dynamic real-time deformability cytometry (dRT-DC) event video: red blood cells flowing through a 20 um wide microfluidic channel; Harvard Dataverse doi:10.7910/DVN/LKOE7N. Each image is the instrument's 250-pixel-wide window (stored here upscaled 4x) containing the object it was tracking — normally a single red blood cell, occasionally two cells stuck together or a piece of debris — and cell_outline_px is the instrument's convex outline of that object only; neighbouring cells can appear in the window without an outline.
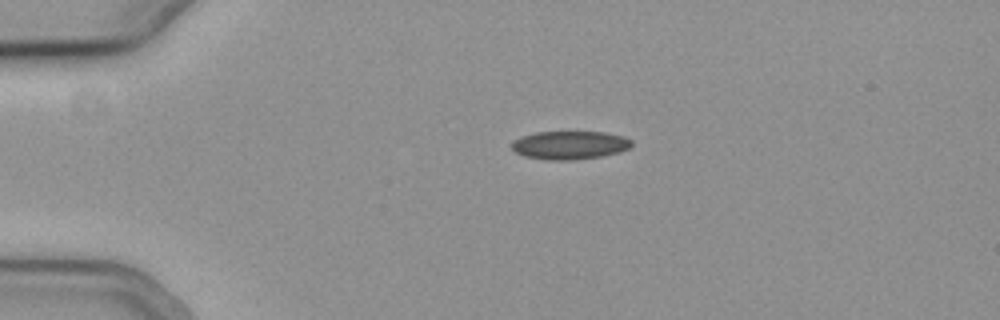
{"species": "common noctule bat (a hibernating species)", "species_latin": "Nyctalus noctula", "temperature_condition": "cold", "stored_images_in_passage": 8, "camera_frame_rate_fps": 3000, "um_per_image_px": 0.085, "animal": {"sex": "female", "body_mass_g": 19.3, "forearm_length_mm": 54.1}, "frame": {"image": 1, "passage_image": 1, "time_ms": 0.0, "image_size_px": [1000, 320], "cell_outline_px": [[632, 144], [628, 148], [620, 152], [600, 156], [572, 160], [548, 160], [524, 156], [516, 152], [512, 148], [512, 144], [516, 140], [524, 136], [536, 132], [604, 132], [624, 136], [632, 140]], "centroid_in_image_um": [48.46, 12.33], "position_along_channel_um": 36.5, "area_um2": 19.59}}
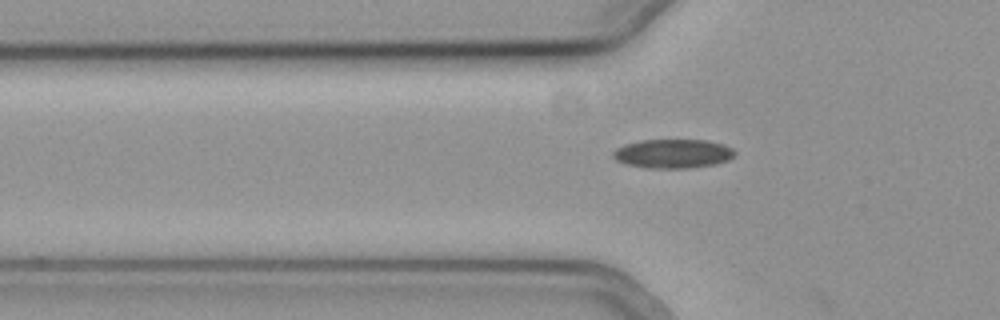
{"frame": {"image": 2, "passage_image": 7, "time_ms": 2.0, "image_size_px": [1000, 320], "cell_outline_px": [[736, 152], [728, 160], [716, 164], [692, 168], [644, 168], [624, 164], [616, 160], [612, 156], [612, 152], [616, 148], [624, 144], [640, 140], [704, 140], [720, 144], [732, 148]], "centroid_in_image_um": [57.14, 13.07], "position_along_channel_um": 68.7, "area_um2": 20.69}}